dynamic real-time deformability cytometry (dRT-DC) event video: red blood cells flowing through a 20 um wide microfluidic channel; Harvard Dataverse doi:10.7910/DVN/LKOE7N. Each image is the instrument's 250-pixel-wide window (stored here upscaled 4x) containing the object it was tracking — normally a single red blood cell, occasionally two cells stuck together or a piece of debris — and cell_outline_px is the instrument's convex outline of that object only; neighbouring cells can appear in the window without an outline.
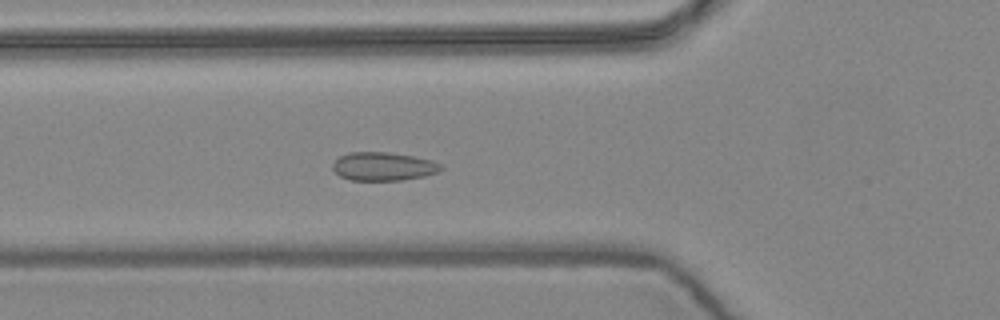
{"species": "common noctule bat (a hibernating species)", "species_latin": "Nyctalus noctula", "temperature_condition": "warm", "stored_images_in_passage": 5, "camera_frame_rate_fps": 3000, "um_per_image_px": 0.085, "animal": {"sex": "female", "body_mass_g": 24.6, "forearm_length_mm": 56.2}, "frame": {"image": 1, "passage_image": 5, "time_ms": 1.333, "image_size_px": [1000, 320], "cell_outline_px": [[444, 168], [440, 172], [424, 176], [400, 180], [348, 180], [340, 176], [332, 168], [332, 164], [340, 156], [348, 152], [388, 152], [412, 156], [432, 160], [440, 164]], "centroid_in_image_um": [32.59, 14.14], "position_along_channel_um": 93.2, "area_um2": 17.98}}